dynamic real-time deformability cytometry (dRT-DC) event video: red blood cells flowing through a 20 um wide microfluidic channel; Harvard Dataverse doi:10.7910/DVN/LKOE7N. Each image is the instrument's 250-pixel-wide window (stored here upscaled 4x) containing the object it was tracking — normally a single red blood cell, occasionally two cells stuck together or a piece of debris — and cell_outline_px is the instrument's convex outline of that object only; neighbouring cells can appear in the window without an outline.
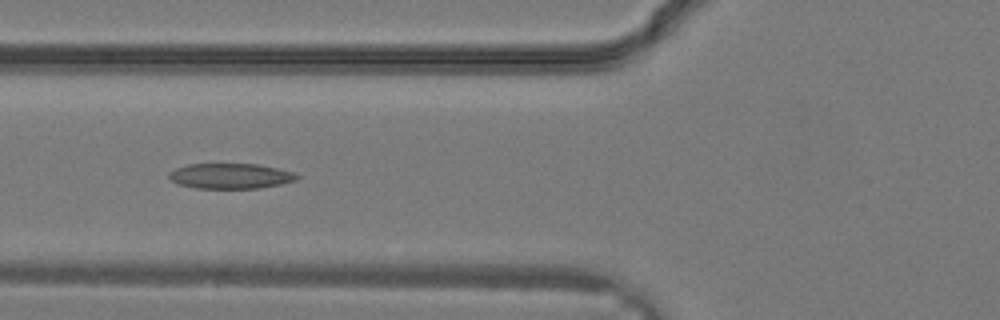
{"species": "common noctule bat (a hibernating species)", "species_latin": "Nyctalus noctula", "temperature_condition": "warm", "stored_images_in_passage": 25, "camera_frame_rate_fps": 3000, "um_per_image_px": 0.085, "animal": {"sex": "male", "body_mass_g": 19.2, "forearm_length_mm": 51.8}, "frame": {"image": 1, "passage_image": 7, "time_ms": 2.0, "image_size_px": [1000, 320], "cell_outline_px": [[300, 176], [296, 180], [280, 184], [256, 188], [196, 188], [176, 184], [168, 176], [168, 172], [176, 168], [188, 164], [256, 164], [276, 168], [292, 172]], "centroid_in_image_um": [19.54, 14.96], "position_along_channel_um": 106.3, "area_um2": 18.73}}
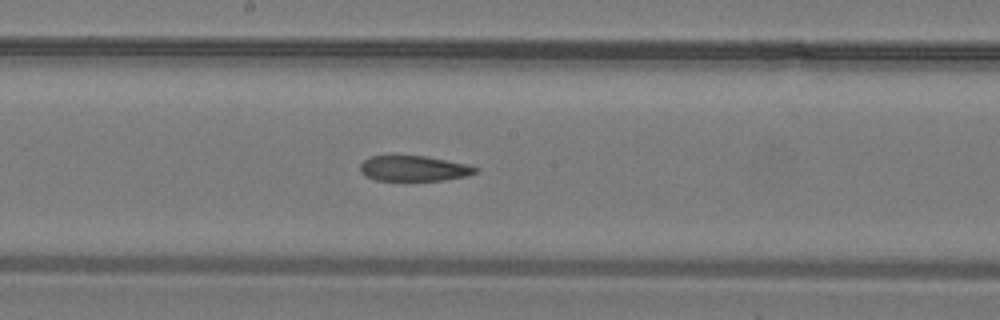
{"frame": {"image": 2, "passage_image": 12, "time_ms": 3.667, "image_size_px": [1000, 320], "cell_outline_px": [[480, 168], [476, 172], [468, 176], [444, 180], [376, 180], [364, 176], [360, 172], [360, 164], [364, 160], [372, 156], [396, 152], [424, 156], [468, 164]], "centroid_in_image_um": [35.13, 14.27], "position_along_channel_um": 213.1, "area_um2": 17.8}}
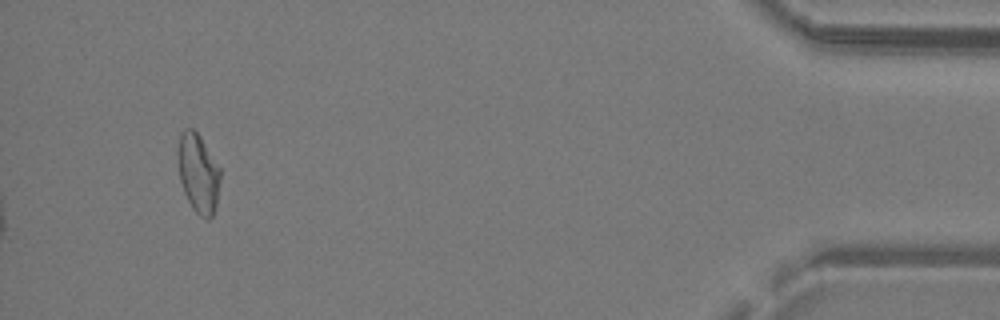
{"frame": {"image": 3, "passage_image": 25, "time_ms": 8.0, "image_size_px": [1000, 320], "cell_outline_px": [[220, 180], [216, 204], [212, 216], [208, 220], [204, 220], [192, 208], [184, 192], [180, 180], [176, 152], [180, 132], [184, 128], [192, 128], [200, 136], [220, 168]], "centroid_in_image_um": [16.82, 14.71], "position_along_channel_um": 418.4, "area_um2": 19.71}}